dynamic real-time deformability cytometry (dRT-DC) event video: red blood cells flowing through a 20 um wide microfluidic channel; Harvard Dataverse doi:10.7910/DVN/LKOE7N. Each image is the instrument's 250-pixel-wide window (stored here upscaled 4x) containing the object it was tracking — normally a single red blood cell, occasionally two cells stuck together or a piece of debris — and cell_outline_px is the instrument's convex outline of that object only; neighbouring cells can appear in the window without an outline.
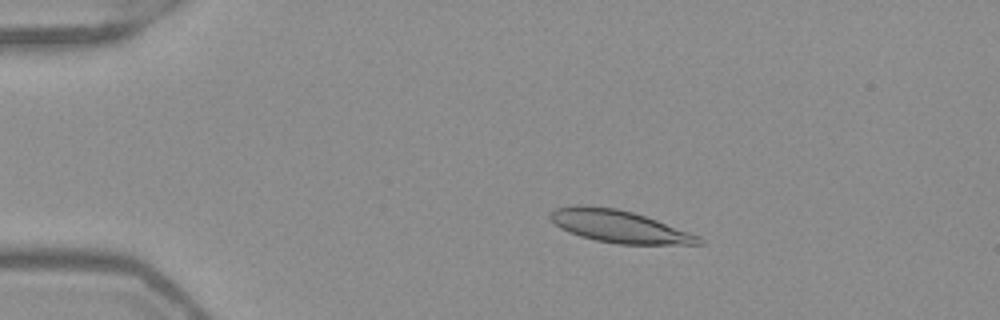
{"species": "Egyptian fruit bat (a non-hibernating species)", "species_latin": "Rousettus aegyptiacus", "temperature_condition": "warm", "stored_images_in_passage": 53, "camera_frame_rate_fps": 3000, "um_per_image_px": 0.085, "frame": {"image": 1, "passage_image": 11, "time_ms": 3.333, "image_size_px": [1000, 320], "cell_outline_px": [[704, 244], [620, 244], [596, 240], [580, 236], [568, 232], [560, 228], [548, 216], [556, 208], [576, 204], [580, 204], [616, 208], [632, 212], [656, 220], [700, 236], [704, 240]], "centroid_in_image_um": [52.61, 19.24], "position_along_channel_um": 32.4, "area_um2": 27.8}}
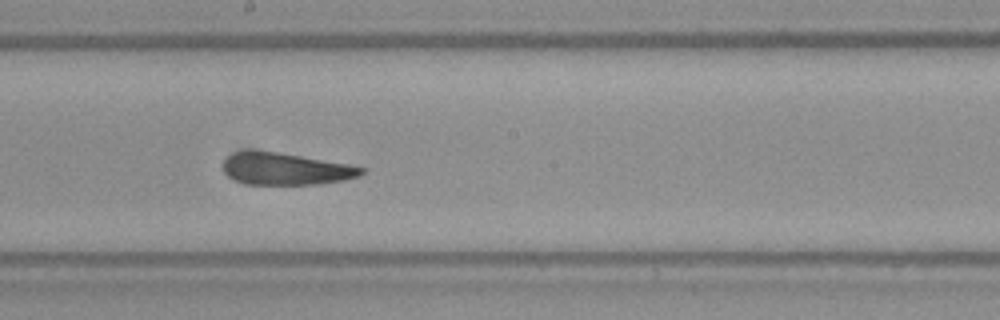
{"frame": {"image": 2, "passage_image": 30, "time_ms": 9.667, "image_size_px": [1000, 320], "cell_outline_px": [[364, 172], [360, 176], [344, 180], [316, 184], [248, 184], [236, 180], [228, 176], [224, 172], [224, 160], [228, 156], [236, 152], [280, 152], [348, 164], [364, 168]], "centroid_in_image_um": [24.32, 14.37], "position_along_channel_um": 223.9, "area_um2": 25.32}}
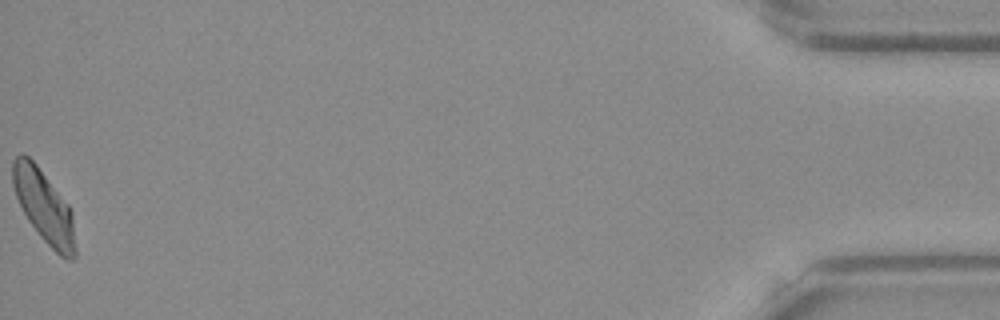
{"frame": {"image": 3, "passage_image": 53, "time_ms": 17.333, "image_size_px": [1000, 320], "cell_outline_px": [[76, 256], [72, 260], [68, 260], [60, 256], [40, 236], [28, 220], [16, 196], [12, 184], [12, 160], [20, 152], [24, 152], [36, 164], [68, 204], [72, 212], [76, 248]], "centroid_in_image_um": [3.74, 17.54], "position_along_channel_um": 431.5, "area_um2": 26.41}, "authors_computed_cell_mechanics": {"area_um2": 27.0504, "velocity_mm_per_s": 3.9364, "shape_relaxation_time_tau1_ms": null, "shape_relaxation_time_tau2_ms": 2.5134, "deformation_change_tau1": null, "deformation_change_tau2": 0.0885}}